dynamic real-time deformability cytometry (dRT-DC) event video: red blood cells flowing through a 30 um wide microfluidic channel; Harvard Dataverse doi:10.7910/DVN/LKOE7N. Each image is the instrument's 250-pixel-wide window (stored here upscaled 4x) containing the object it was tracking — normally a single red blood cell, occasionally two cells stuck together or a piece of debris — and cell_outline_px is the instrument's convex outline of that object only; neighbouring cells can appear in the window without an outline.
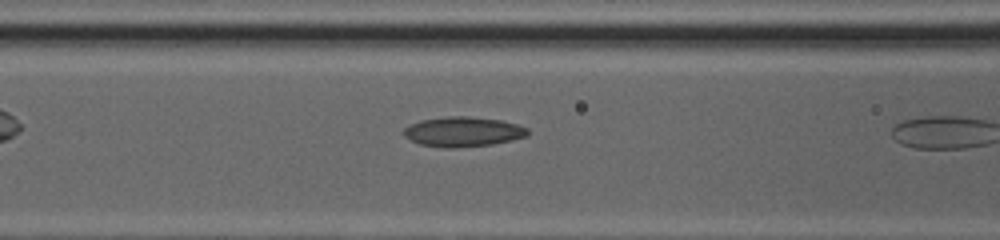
{"species": "common noctule bat (a hibernating species)", "species_latin": "Nyctalus noctula", "temperature_condition": "cold", "stored_images_in_passage": 6, "camera_frame_rate_fps": 3000, "um_per_image_px": 0.085, "animal": {"sex": "female", "body_mass_g": 20.0, "forearm_length_mm": 54.0}, "frame": {"image": 1, "passage_image": 5, "time_ms": 1.333, "image_size_px": [1000, 240], "cell_outline_px": [[528, 136], [512, 140], [492, 144], [456, 148], [444, 148], [420, 144], [404, 136], [404, 128], [420, 120], [448, 116], [468, 116], [500, 120], [516, 124], [528, 128]], "centroid_in_image_um": [39.37, 11.2], "position_along_channel_um": 127.2, "area_um2": 21.5}}